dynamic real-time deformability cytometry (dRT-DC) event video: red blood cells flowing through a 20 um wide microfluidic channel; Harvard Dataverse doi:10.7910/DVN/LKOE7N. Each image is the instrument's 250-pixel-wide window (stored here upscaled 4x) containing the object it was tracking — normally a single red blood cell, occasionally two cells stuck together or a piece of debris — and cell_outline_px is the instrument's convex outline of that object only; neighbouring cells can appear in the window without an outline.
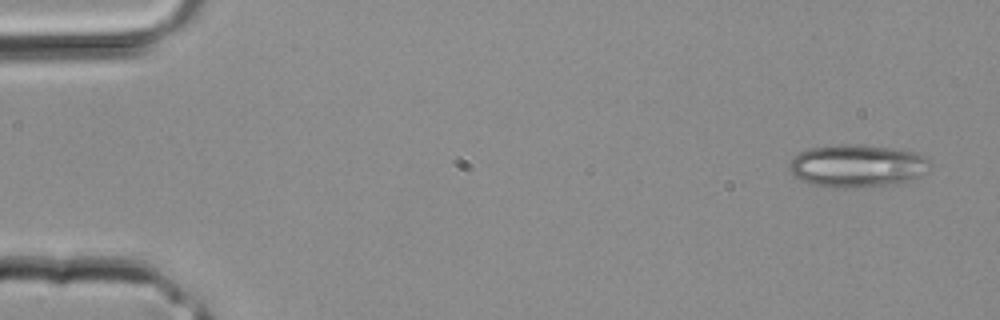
{"species": "common noctule bat (a hibernating species)", "species_latin": "Nyctalus noctula", "temperature_condition": "room temperature", "stored_images_in_passage": 3, "camera_frame_rate_fps": 3000, "um_per_image_px": 0.085, "animal": {"sex": "male", "body_mass_g": 20.4}, "frame": {"image": 1, "passage_image": 1, "time_ms": 0.0, "image_size_px": [1000, 320], "cell_outline_px": [[928, 164], [920, 176], [916, 180], [888, 184], [844, 188], [812, 184], [800, 180], [788, 168], [788, 164], [800, 152], [808, 148], [836, 144], [852, 144], [888, 148], [916, 152], [924, 156], [928, 160]], "centroid_in_image_um": [72.82, 14.09], "position_along_channel_um": 12.2, "area_um2": 34.45}}